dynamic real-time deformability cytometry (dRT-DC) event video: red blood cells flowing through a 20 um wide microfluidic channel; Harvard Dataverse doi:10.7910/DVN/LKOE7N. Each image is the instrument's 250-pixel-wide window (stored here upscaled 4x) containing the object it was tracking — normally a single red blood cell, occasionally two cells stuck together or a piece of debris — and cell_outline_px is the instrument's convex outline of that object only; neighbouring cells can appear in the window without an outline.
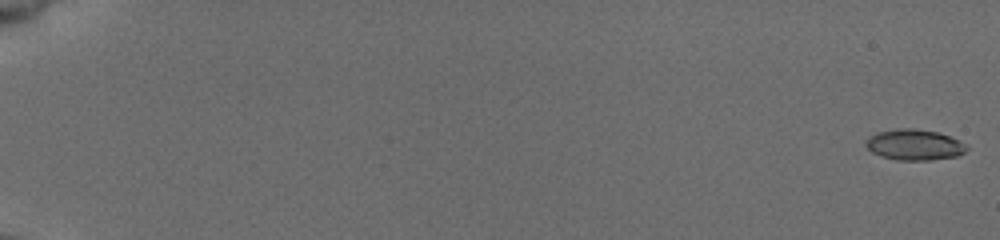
{"species": "common noctule bat (a hibernating species)", "species_latin": "Nyctalus noctula", "temperature_condition": "cold", "stored_images_in_passage": 52, "camera_frame_rate_fps": 3000, "um_per_image_px": 0.085, "animal": {"sex": "female", "body_mass_g": 19.5, "forearm_length_mm": 54.1}, "frame": {"image": 1, "passage_image": 1, "time_ms": 0.0, "image_size_px": [1000, 240], "cell_outline_px": [[968, 148], [964, 152], [956, 156], [928, 160], [896, 160], [880, 156], [872, 152], [864, 144], [868, 136], [876, 132], [900, 128], [916, 128], [940, 132], [960, 140], [968, 144]], "centroid_in_image_um": [77.72, 12.29], "position_along_channel_um": 7.3, "area_um2": 18.38}}
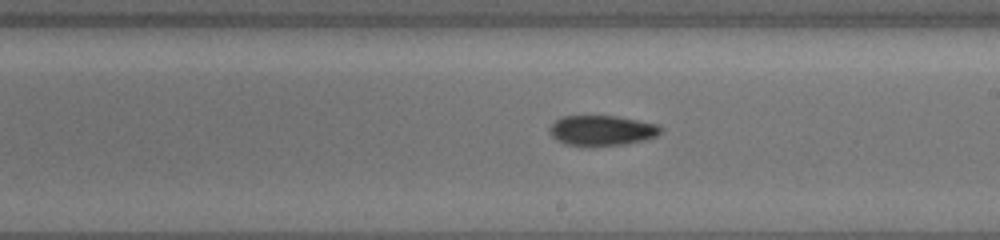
{"frame": {"image": 2, "passage_image": 31, "time_ms": 10.0, "image_size_px": [1000, 240], "cell_outline_px": [[660, 132], [656, 136], [648, 140], [624, 144], [588, 148], [564, 144], [556, 140], [548, 132], [548, 128], [556, 120], [564, 116], [612, 116], [636, 120], [656, 124], [660, 128]], "centroid_in_image_um": [51.09, 11.13], "position_along_channel_um": 237.9, "area_um2": 19.88}}
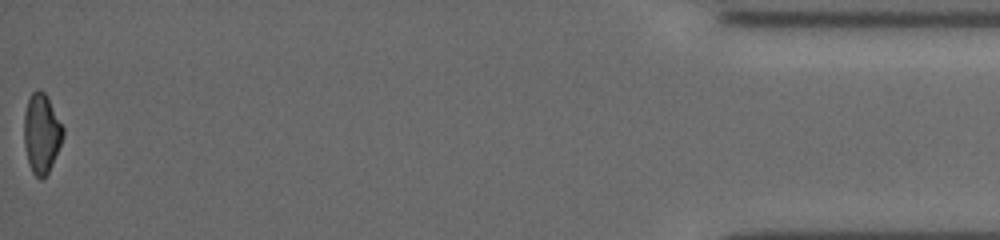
{"frame": {"image": 3, "passage_image": 52, "time_ms": 17.0, "image_size_px": [1000, 240], "cell_outline_px": [[64, 136], [52, 164], [48, 172], [40, 180], [32, 172], [28, 164], [24, 144], [24, 112], [28, 100], [32, 92], [36, 88], [44, 92], [64, 128]], "centroid_in_image_um": [3.52, 11.34], "position_along_channel_um": 431.7, "area_um2": 17.98}, "authors_computed_cell_mechanics": {"area_um2": 18.7272, "velocity_mm_per_s": 3.8867, "shape_relaxation_time_tau1_ms": null, "shape_relaxation_time_tau2_ms": 10.7752, "deformation_change_tau1": null, "deformation_change_tau2": 0.158}}